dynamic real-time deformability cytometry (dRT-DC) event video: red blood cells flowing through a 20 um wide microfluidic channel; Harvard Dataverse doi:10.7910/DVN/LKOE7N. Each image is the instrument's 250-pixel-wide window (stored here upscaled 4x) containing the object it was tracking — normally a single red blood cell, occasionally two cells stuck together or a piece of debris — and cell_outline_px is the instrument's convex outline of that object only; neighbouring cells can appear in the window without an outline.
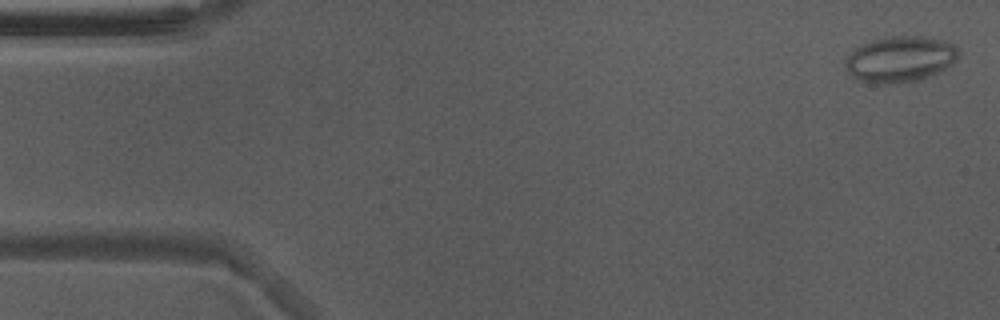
{"species": "Egyptian fruit bat (a non-hibernating species)", "species_latin": "Rousettus aegyptiacus", "temperature_condition": "warm", "stored_images_in_passage": 53, "camera_frame_rate_fps": 3000, "um_per_image_px": 0.085, "animal": {"sex": "male"}, "frame": {"image": 1, "passage_image": 2, "time_ms": 0.333, "image_size_px": [1000, 320], "cell_outline_px": [[960, 56], [952, 64], [920, 80], [892, 84], [864, 84], [856, 80], [844, 68], [844, 56], [852, 48], [872, 40], [888, 36], [924, 36], [944, 40], [952, 44], [960, 52]], "centroid_in_image_um": [76.42, 5.04], "position_along_channel_um": 8.6, "area_um2": 31.04}}
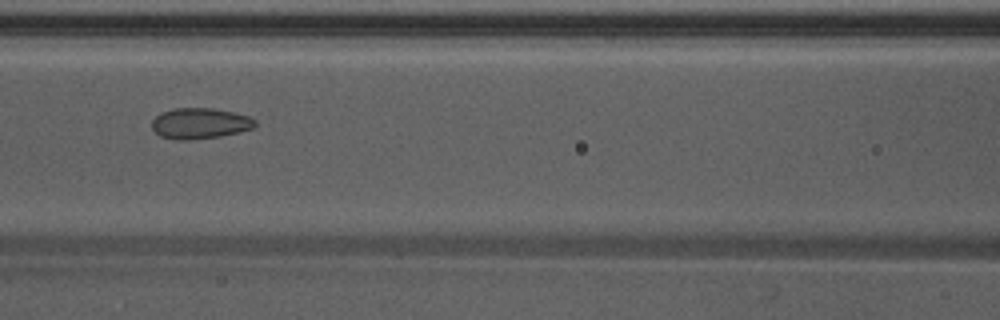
{"frame": {"image": 2, "passage_image": 23, "time_ms": 7.333, "image_size_px": [1000, 320], "cell_outline_px": [[256, 124], [252, 128], [220, 136], [188, 140], [176, 140], [160, 136], [152, 128], [152, 120], [160, 112], [176, 108], [212, 108], [232, 112], [248, 116], [256, 120]], "centroid_in_image_um": [16.95, 10.48], "position_along_channel_um": 149.6, "area_um2": 18.38}}
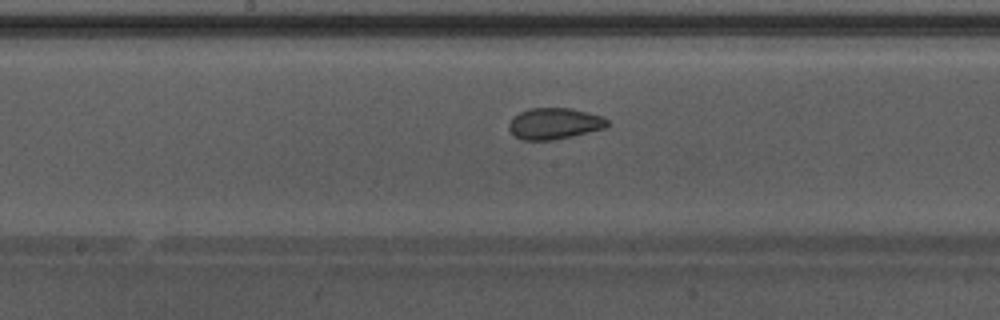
{"frame": {"image": 3, "passage_image": 27, "time_ms": 8.667, "image_size_px": [1000, 320], "cell_outline_px": [[608, 124], [604, 128], [572, 136], [552, 140], [520, 140], [508, 128], [508, 124], [512, 116], [528, 108], [568, 108], [588, 112], [604, 116], [608, 120]], "centroid_in_image_um": [47.1, 10.49], "position_along_channel_um": 201.1, "area_um2": 17.98}, "authors_computed_cell_mechanics": {"area_um2": 19.9988, "velocity_mm_per_s": 3.8719, "shape_relaxation_time_tau1_ms": null, "shape_relaxation_time_tau2_ms": 1.3062, "deformation_change_tau1": null, "deformation_change_tau2": 0.0698}}